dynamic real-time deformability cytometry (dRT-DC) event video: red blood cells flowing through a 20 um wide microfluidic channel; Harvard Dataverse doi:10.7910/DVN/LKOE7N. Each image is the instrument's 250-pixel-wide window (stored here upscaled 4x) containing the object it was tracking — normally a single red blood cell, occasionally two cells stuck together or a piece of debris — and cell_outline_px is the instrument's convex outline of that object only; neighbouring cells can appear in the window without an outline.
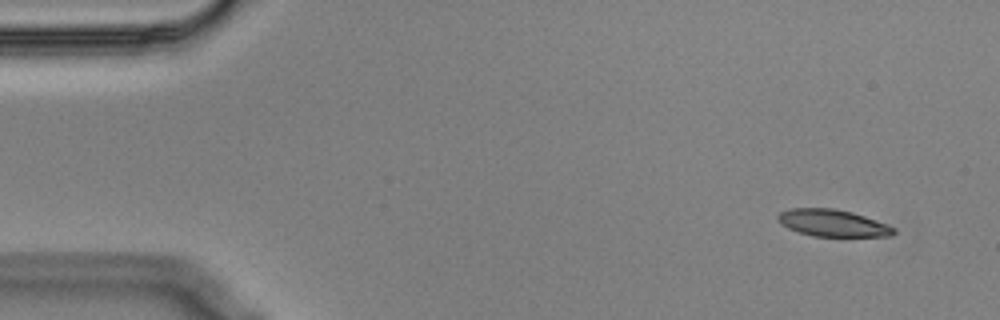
{"species": "Egyptian fruit bat (a non-hibernating species)", "species_latin": "Rousettus aegyptiacus", "temperature_condition": "cold", "stored_images_in_passage": 53, "segment_of_instrument_passage": [1, 2], "camera_frame_rate_fps": 3000, "um_per_image_px": 0.085, "animal": {"sex": "male"}, "frame": {"image": 1, "passage_image": 1, "time_ms": 0.0, "image_size_px": [1000, 320], "cell_outline_px": [[896, 232], [892, 236], [812, 236], [788, 228], [780, 224], [776, 220], [776, 216], [780, 212], [792, 208], [832, 208], [852, 212], [888, 224], [896, 228]], "centroid_in_image_um": [70.77, 18.95], "position_along_channel_um": 14.2, "area_um2": 18.26}}
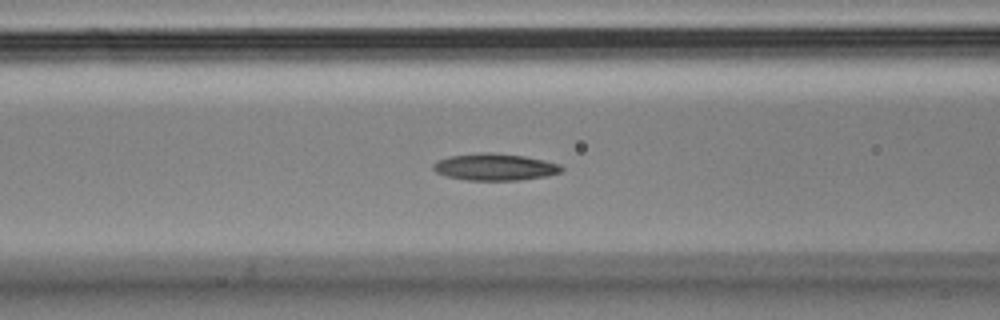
{"frame": {"image": 2, "passage_image": 19, "time_ms": 6.0, "image_size_px": [1000, 320], "cell_outline_px": [[564, 168], [560, 172], [548, 176], [520, 180], [468, 180], [448, 176], [436, 172], [432, 168], [432, 164], [436, 160], [452, 156], [484, 152], [492, 152], [524, 156], [544, 160], [560, 164]], "centroid_in_image_um": [42.08, 14.19], "position_along_channel_um": 124.5, "area_um2": 20.06}}
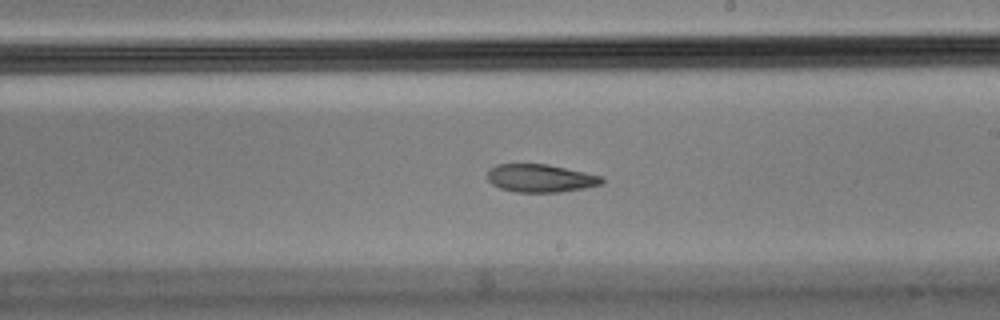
{"frame": {"image": 3, "passage_image": 29, "time_ms": 9.333, "image_size_px": [1000, 320], "cell_outline_px": [[604, 184], [584, 188], [560, 192], [516, 192], [500, 188], [492, 184], [488, 180], [488, 172], [496, 164], [548, 164], [604, 176]], "centroid_in_image_um": [45.99, 15.15], "position_along_channel_um": 243.0, "area_um2": 18.73}}